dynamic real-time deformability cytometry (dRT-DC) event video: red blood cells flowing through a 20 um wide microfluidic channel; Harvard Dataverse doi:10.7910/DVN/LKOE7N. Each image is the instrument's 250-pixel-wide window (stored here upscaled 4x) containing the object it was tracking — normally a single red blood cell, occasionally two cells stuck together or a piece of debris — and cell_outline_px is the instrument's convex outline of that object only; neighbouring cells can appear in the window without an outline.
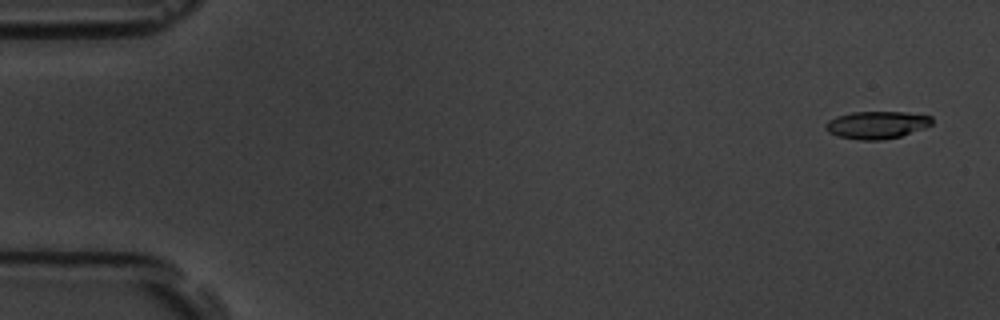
{"species": "common noctule bat (a hibernating species)", "species_latin": "Nyctalus noctula", "temperature_condition": "room temperature", "stored_images_in_passage": 7, "camera_frame_rate_fps": 3000, "um_per_image_px": 0.085, "animal": {"sex": "male", "body_mass_g": 19.5, "forearm_length_mm": 54.6}, "frame": {"image": 1, "passage_image": 1, "time_ms": 0.0, "image_size_px": [1000, 320], "cell_outline_px": [[932, 124], [924, 128], [900, 136], [880, 140], [860, 140], [840, 136], [828, 132], [824, 128], [824, 124], [828, 120], [836, 116], [852, 112], [904, 112], [932, 116]], "centroid_in_image_um": [74.5, 10.61], "position_along_channel_um": 10.5, "area_um2": 16.99}}
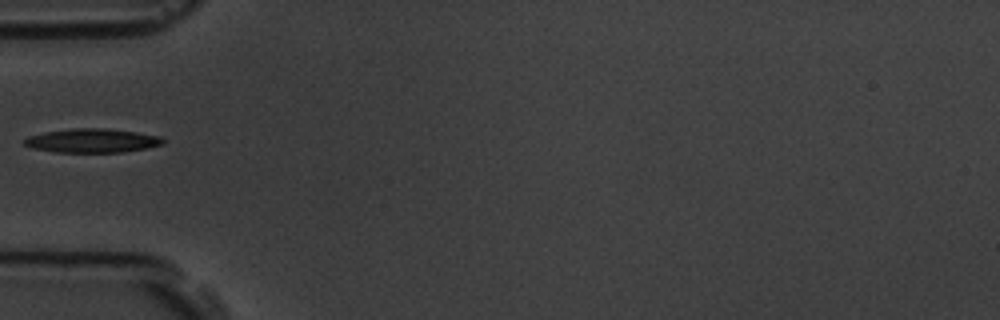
{"frame": {"image": 2, "passage_image": 6, "time_ms": 5.667, "image_size_px": [1000, 320], "cell_outline_px": [[164, 144], [144, 148], [120, 152], [56, 152], [32, 148], [24, 144], [24, 140], [28, 136], [44, 132], [72, 128], [108, 128], [136, 132], [160, 136], [164, 140]], "centroid_in_image_um": [7.82, 11.94], "position_along_channel_um": 77.2, "area_um2": 19.25}}
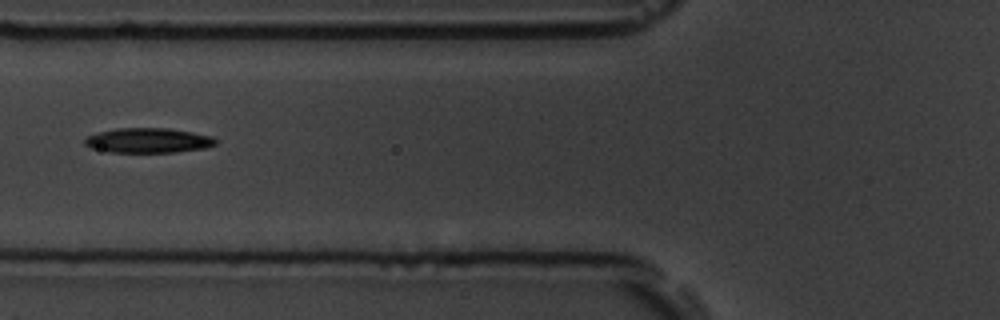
{"frame": {"image": 3, "passage_image": 7, "time_ms": 6.667, "image_size_px": [1000, 320], "cell_outline_px": [[220, 140], [216, 144], [204, 148], [176, 152], [108, 152], [92, 148], [84, 144], [84, 140], [88, 136], [100, 132], [116, 128], [168, 128], [192, 132], [212, 136]], "centroid_in_image_um": [12.63, 11.94], "position_along_channel_um": 113.2, "area_um2": 18.96}}